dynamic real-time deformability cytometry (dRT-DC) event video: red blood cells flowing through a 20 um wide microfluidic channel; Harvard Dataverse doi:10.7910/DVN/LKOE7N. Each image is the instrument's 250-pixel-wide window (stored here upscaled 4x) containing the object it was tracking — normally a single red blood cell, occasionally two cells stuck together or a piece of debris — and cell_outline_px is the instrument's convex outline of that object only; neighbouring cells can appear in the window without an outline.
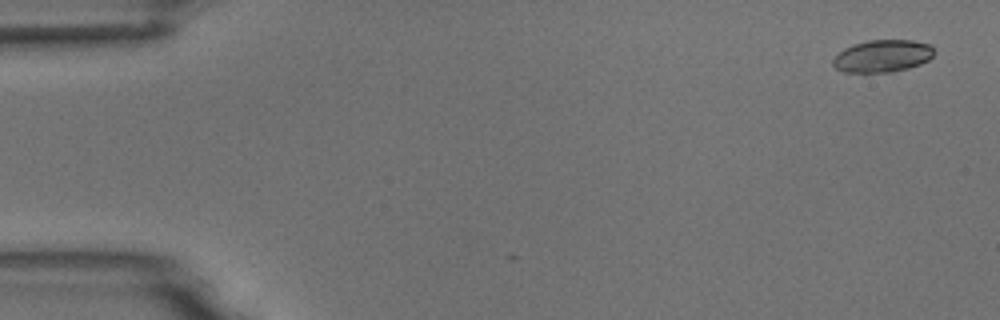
{"species": "common noctule bat (a hibernating species)", "species_latin": "Nyctalus noctula", "temperature_condition": "room temperature", "stored_images_in_passage": 6, "camera_frame_rate_fps": 3000, "um_per_image_px": 0.085, "animal": {"sex": "male", "body_mass_g": 18.8}, "frame": {"image": 1, "passage_image": 1, "time_ms": 0.0, "image_size_px": [1000, 320], "cell_outline_px": [[936, 52], [928, 60], [920, 64], [908, 68], [892, 72], [864, 76], [844, 72], [836, 68], [832, 64], [832, 60], [844, 48], [852, 44], [868, 40], [912, 40], [928, 44]], "centroid_in_image_um": [74.96, 4.81], "position_along_channel_um": 10.0, "area_um2": 19.71}}